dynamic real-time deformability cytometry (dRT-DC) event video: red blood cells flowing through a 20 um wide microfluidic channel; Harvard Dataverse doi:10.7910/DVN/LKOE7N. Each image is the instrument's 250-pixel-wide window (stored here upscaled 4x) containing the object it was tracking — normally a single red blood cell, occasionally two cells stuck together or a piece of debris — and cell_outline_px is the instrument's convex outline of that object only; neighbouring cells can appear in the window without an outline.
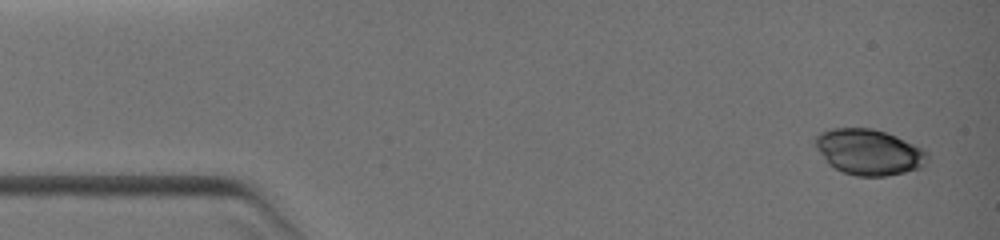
{"species": "common noctule bat (a hibernating species)", "species_latin": "Nyctalus noctula", "temperature_condition": "warm", "stored_images_in_passage": 23, "camera_frame_rate_fps": 3000, "um_per_image_px": 0.085, "animal": {"sex": "female", "body_mass_g": 19.0, "forearm_length_mm": 51.5}, "frame": {"image": 1, "passage_image": 1, "time_ms": 0.0, "image_size_px": [1000, 240], "cell_outline_px": [[928, 160], [920, 168], [888, 176], [856, 176], [844, 172], [828, 164], [824, 160], [816, 148], [812, 140], [820, 132], [832, 128], [872, 128], [896, 136], [928, 152]], "centroid_in_image_um": [73.81, 12.92], "position_along_channel_um": 11.2, "area_um2": 29.88}}
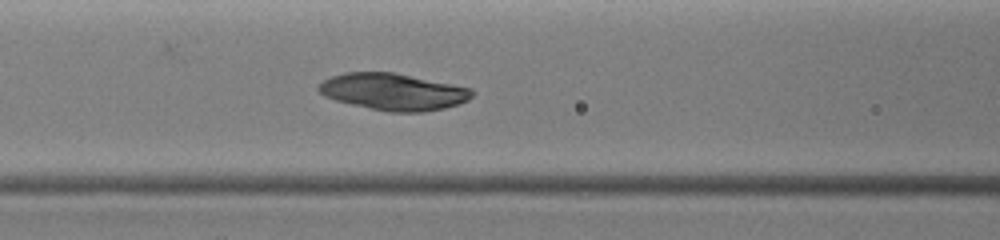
{"frame": {"image": 2, "passage_image": 10, "time_ms": 4.667, "image_size_px": [1000, 240], "cell_outline_px": [[472, 96], [468, 100], [444, 108], [424, 112], [388, 112], [352, 104], [336, 100], [324, 96], [316, 88], [324, 80], [332, 76], [344, 72], [392, 72], [472, 88]], "centroid_in_image_um": [33.41, 7.8], "position_along_channel_um": 133.2, "area_um2": 32.6}}
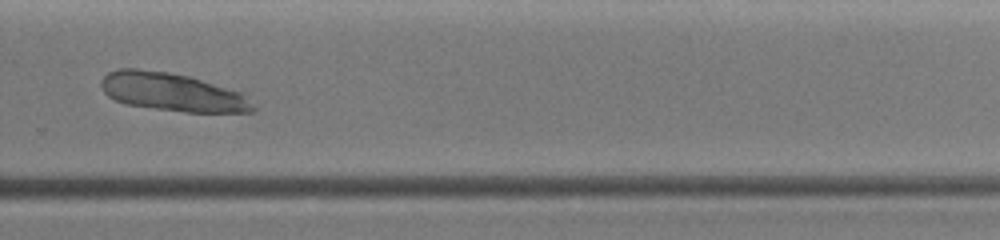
{"frame": {"image": 3, "passage_image": 16, "time_ms": 8.333, "image_size_px": [1000, 240], "cell_outline_px": [[256, 112], [184, 112], [128, 104], [116, 100], [108, 96], [104, 92], [100, 84], [100, 80], [108, 72], [120, 68], [136, 68], [168, 72], [188, 76], [240, 92], [256, 108]], "centroid_in_image_um": [14.61, 7.82], "position_along_channel_um": 315.2, "area_um2": 33.41}}